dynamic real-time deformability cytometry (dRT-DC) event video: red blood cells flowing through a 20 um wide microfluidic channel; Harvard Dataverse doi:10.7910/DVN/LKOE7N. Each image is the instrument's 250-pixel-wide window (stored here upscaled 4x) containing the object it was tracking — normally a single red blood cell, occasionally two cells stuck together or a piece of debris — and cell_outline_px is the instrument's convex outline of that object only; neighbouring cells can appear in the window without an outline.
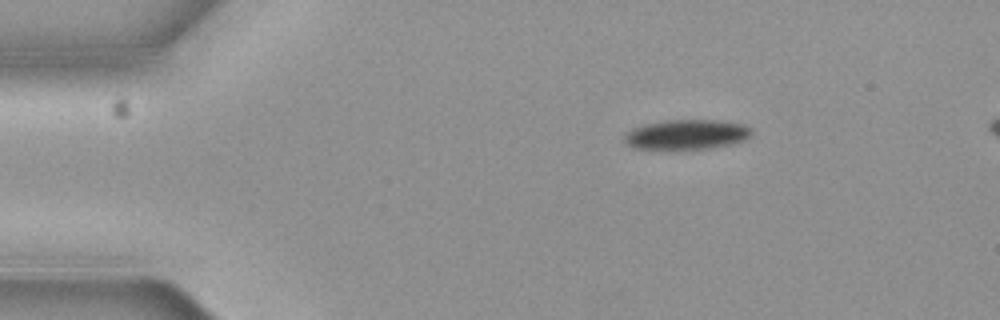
{"species": "common noctule bat (a hibernating species)", "species_latin": "Nyctalus noctula", "temperature_condition": "cold", "stored_images_in_passage": 3, "segment_of_instrument_passage": [1, 2], "camera_frame_rate_fps": 3000, "um_per_image_px": 0.085, "animal": {"sex": "female", "body_mass_g": 19.3, "forearm_length_mm": 54.1}, "frame": {"image": 1, "passage_image": 1, "time_ms": 0.0, "image_size_px": [1000, 320], "cell_outline_px": [[752, 132], [744, 140], [732, 144], [708, 148], [636, 148], [628, 144], [624, 136], [632, 128], [644, 124], [668, 120], [716, 120], [740, 124], [748, 128]], "centroid_in_image_um": [58.35, 11.42], "position_along_channel_um": 26.6, "area_um2": 21.44}}